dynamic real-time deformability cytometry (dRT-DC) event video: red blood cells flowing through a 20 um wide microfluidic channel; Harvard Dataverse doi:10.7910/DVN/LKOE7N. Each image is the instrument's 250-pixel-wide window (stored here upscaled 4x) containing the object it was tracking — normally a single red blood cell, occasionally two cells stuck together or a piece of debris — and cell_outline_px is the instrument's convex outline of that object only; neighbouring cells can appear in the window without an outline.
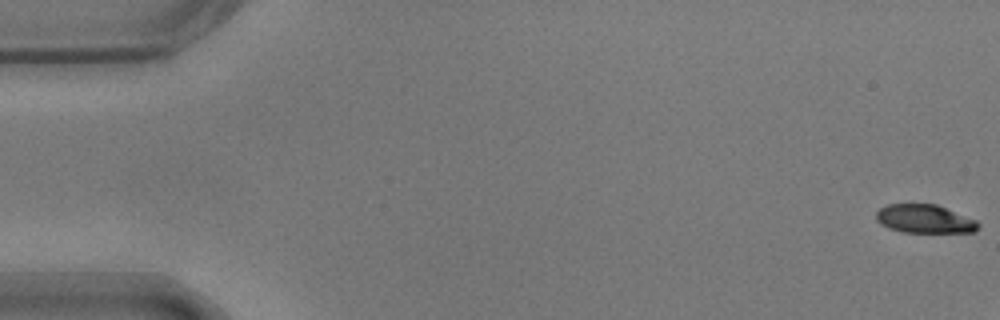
{"species": "common noctule bat (a hibernating species)", "species_latin": "Nyctalus noctula", "temperature_condition": "warm", "stored_images_in_passage": 10, "camera_frame_rate_fps": 3000, "um_per_image_px": 0.085, "animal": {"sex": "male", "body_mass_g": 17.9}, "frame": {"image": 1, "passage_image": 1, "time_ms": 0.0, "image_size_px": [1000, 320], "cell_outline_px": [[980, 224], [976, 232], [904, 232], [888, 228], [880, 224], [876, 220], [876, 212], [880, 208], [888, 204], [936, 204], [976, 220]], "centroid_in_image_um": [78.58, 18.61], "position_along_channel_um": 6.4, "area_um2": 16.94}}